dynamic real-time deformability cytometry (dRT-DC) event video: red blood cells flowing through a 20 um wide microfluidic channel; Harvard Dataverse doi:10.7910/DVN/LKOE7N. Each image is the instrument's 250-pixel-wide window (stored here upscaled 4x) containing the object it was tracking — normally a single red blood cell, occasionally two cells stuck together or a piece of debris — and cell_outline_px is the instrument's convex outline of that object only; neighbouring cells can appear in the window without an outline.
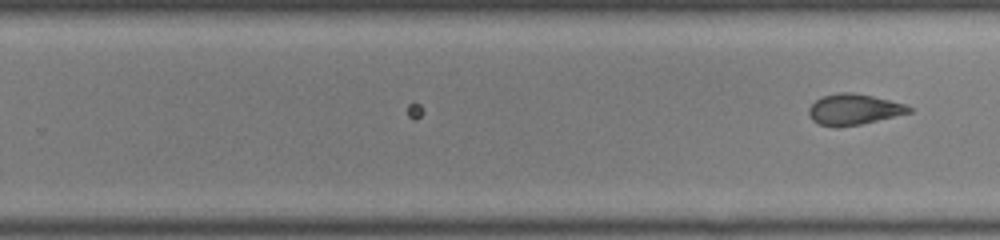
{"species": "common noctule bat (a hibernating species)", "species_latin": "Nyctalus noctula", "temperature_condition": "room temperature", "stored_images_in_passage": 28, "camera_frame_rate_fps": 3000, "um_per_image_px": 0.085, "animal": {"sex": "male", "body_mass_g": 19.0, "forearm_length_mm": 50.8}, "frame": {"image": 1, "passage_image": 28, "time_ms": 9.0, "image_size_px": [1000, 240], "cell_outline_px": [[912, 112], [860, 124], [836, 128], [820, 124], [812, 120], [808, 116], [808, 108], [816, 100], [824, 96], [836, 92], [852, 92], [872, 96], [904, 104], [912, 108]], "centroid_in_image_um": [72.53, 9.3], "position_along_channel_um": 257.3, "area_um2": 17.92}}